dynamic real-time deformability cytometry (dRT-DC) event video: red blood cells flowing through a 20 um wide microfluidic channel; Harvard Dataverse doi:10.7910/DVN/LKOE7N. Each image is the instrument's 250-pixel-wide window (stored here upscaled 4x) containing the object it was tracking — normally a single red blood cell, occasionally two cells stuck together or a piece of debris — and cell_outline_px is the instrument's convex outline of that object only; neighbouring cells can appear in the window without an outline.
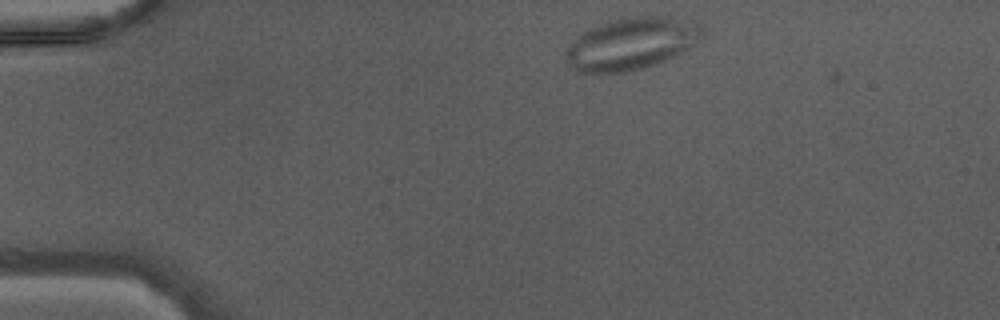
{"species": "Egyptian fruit bat (a non-hibernating species)", "species_latin": "Rousettus aegyptiacus", "temperature_condition": "warm", "stored_images_in_passage": 38, "camera_frame_rate_fps": 3000, "um_per_image_px": 0.085, "animal": {"sex": "male"}, "frame": {"image": 1, "passage_image": 1, "time_ms": 0.0, "image_size_px": [1000, 320], "cell_outline_px": [[704, 36], [688, 48], [656, 64], [644, 68], [624, 72], [580, 72], [564, 56], [564, 52], [588, 28], [612, 20], [636, 16], [668, 16], [696, 20], [704, 28]], "centroid_in_image_um": [53.76, 3.68], "position_along_channel_um": 31.2, "area_um2": 40.98}}
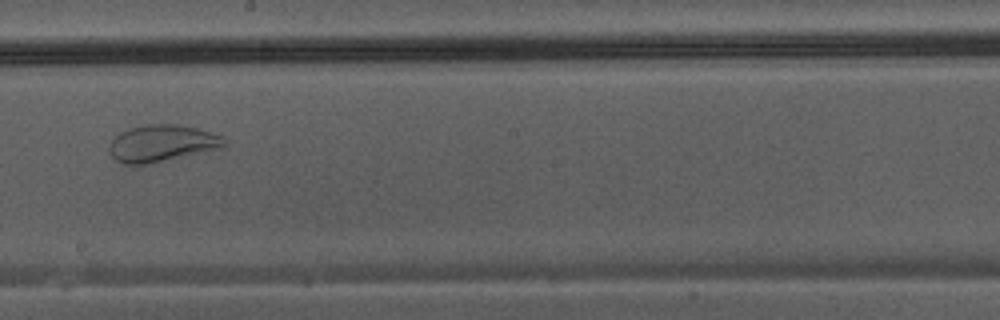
{"frame": {"image": 2, "passage_image": 19, "time_ms": 6.0, "image_size_px": [1000, 320], "cell_outline_px": [[224, 148], [148, 164], [124, 164], [116, 160], [108, 152], [108, 148], [112, 140], [120, 132], [128, 128], [144, 124], [180, 124], [196, 128], [220, 136], [224, 140]], "centroid_in_image_um": [13.72, 12.18], "position_along_channel_um": 234.5, "area_um2": 24.68}}
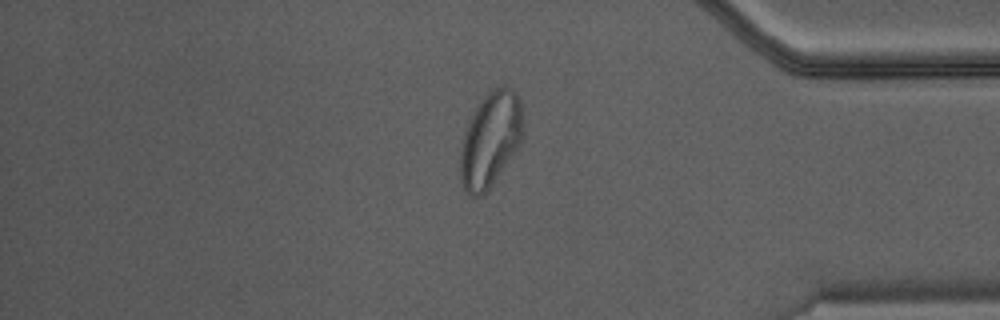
{"frame": {"image": 3, "passage_image": 31, "time_ms": 10.0, "image_size_px": [1000, 320], "cell_outline_px": [[524, 132], [520, 144], [492, 184], [480, 196], [472, 196], [464, 188], [460, 180], [460, 152], [464, 132], [476, 108], [484, 96], [492, 88], [504, 84], [512, 88], [516, 92], [520, 100]], "centroid_in_image_um": [41.7, 11.81], "position_along_channel_um": 393.5, "area_um2": 34.51}}